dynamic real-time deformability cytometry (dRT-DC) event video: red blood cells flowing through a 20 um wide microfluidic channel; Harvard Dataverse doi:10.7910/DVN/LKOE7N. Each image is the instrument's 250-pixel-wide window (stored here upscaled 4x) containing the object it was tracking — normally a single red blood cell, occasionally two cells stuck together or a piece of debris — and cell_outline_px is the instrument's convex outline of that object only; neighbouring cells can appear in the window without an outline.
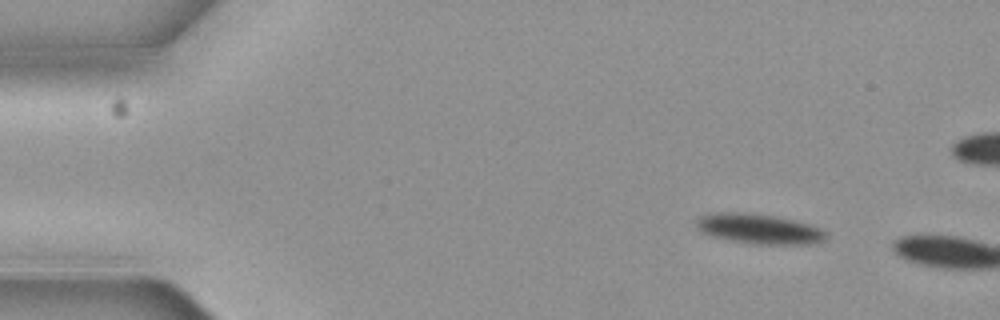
{"species": "common noctule bat (a hibernating species)", "species_latin": "Nyctalus noctula", "temperature_condition": "cold", "stored_images_in_passage": 2, "camera_frame_rate_fps": 3000, "um_per_image_px": 0.085, "animal": {"sex": "female", "body_mass_g": 19.3, "forearm_length_mm": 54.1}, "frame": {"image": 1, "passage_image": 1, "time_ms": 0.0, "image_size_px": [1000, 320], "cell_outline_px": [[824, 240], [812, 244], [752, 244], [728, 240], [712, 236], [700, 232], [696, 224], [704, 216], [716, 212], [744, 212], [772, 216], [792, 220], [808, 224], [824, 232]], "centroid_in_image_um": [64.47, 19.47], "position_along_channel_um": 20.5, "area_um2": 22.14}}